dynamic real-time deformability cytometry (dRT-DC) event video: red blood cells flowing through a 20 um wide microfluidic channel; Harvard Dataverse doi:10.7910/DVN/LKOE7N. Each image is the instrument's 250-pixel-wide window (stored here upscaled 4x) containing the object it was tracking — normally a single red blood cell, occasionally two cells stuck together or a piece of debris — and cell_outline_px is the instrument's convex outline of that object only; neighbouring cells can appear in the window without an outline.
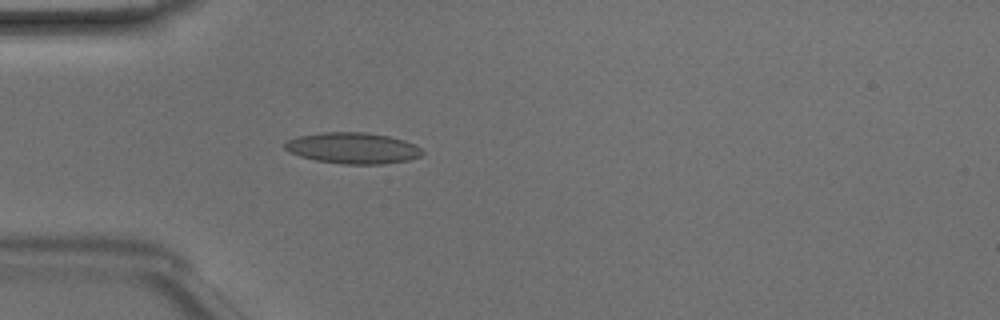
{"species": "Egyptian fruit bat (a non-hibernating species)", "species_latin": "Rousettus aegyptiacus", "temperature_condition": "room temperature", "stored_images_in_passage": 39, "camera_frame_rate_fps": 3000, "um_per_image_px": 0.085, "animal": {"sex": "male"}, "frame": {"image": 1, "passage_image": 7, "time_ms": 2.0, "image_size_px": [1000, 320], "cell_outline_px": [[424, 152], [420, 156], [408, 160], [384, 164], [344, 164], [316, 160], [300, 156], [284, 148], [284, 144], [288, 140], [300, 136], [324, 132], [364, 132], [388, 136], [404, 140], [420, 148]], "centroid_in_image_um": [30.01, 12.59], "position_along_channel_um": 55.0, "area_um2": 24.62}}
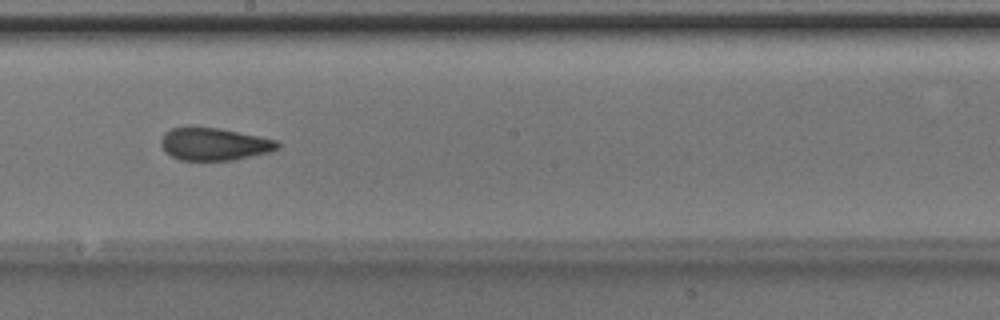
{"frame": {"image": 2, "passage_image": 20, "time_ms": 6.333, "image_size_px": [1000, 320], "cell_outline_px": [[280, 144], [276, 148], [268, 152], [232, 160], [180, 160], [164, 152], [160, 144], [160, 140], [164, 132], [172, 128], [220, 128], [276, 140]], "centroid_in_image_um": [18.14, 12.25], "position_along_channel_um": 230.1, "area_um2": 21.73}}
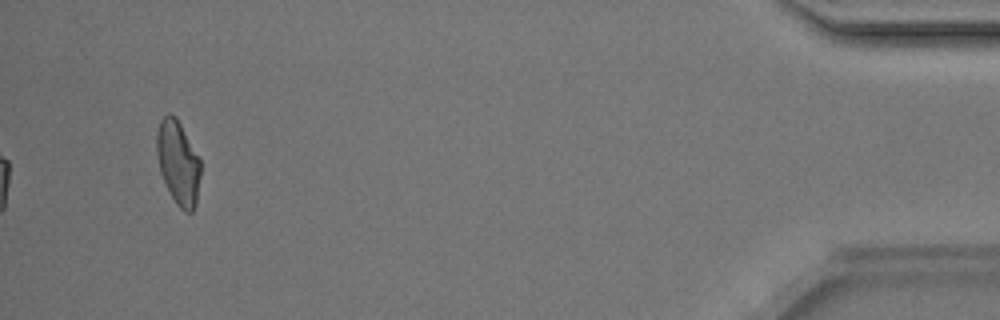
{"frame": {"image": 3, "passage_image": 39, "time_ms": 12.667, "image_size_px": [1000, 320], "cell_outline_px": [[200, 176], [196, 204], [192, 212], [184, 212], [176, 204], [160, 172], [156, 152], [156, 136], [160, 120], [168, 112], [176, 116], [200, 160]], "centroid_in_image_um": [15.13, 13.82], "position_along_channel_um": 420.1, "area_um2": 21.27}, "authors_computed_cell_mechanics": {"area_um2": 22.1374, "velocity_mm_per_s": 4.1877, "shape_relaxation_time_tau1_ms": 10.0369, "shape_relaxation_time_tau2_ms": 2.197, "deformation_change_tau1": 0.2466, "deformation_change_tau2": 0.1007}}